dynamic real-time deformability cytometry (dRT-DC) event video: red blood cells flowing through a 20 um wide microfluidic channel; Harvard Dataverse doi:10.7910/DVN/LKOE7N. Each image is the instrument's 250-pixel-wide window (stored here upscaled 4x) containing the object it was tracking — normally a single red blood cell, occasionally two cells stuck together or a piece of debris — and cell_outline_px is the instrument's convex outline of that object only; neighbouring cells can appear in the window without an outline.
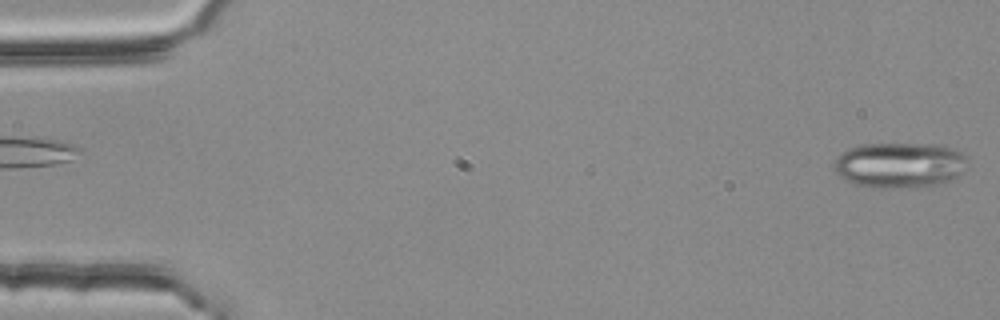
{"species": "common noctule bat (a hibernating species)", "species_latin": "Nyctalus noctula", "temperature_condition": "room temperature", "stored_images_in_passage": 3, "segment_of_instrument_passage": [2, 2], "camera_frame_rate_fps": 3000, "um_per_image_px": 0.085, "animal": {"sex": "female", "body_mass_g": 25.1}, "frame": {"image": 1, "passage_image": 3, "time_ms": 0.667, "image_size_px": [1000, 320], "cell_outline_px": [[968, 156], [964, 172], [952, 180], [916, 188], [872, 188], [856, 184], [844, 180], [832, 168], [832, 164], [836, 156], [848, 148], [860, 144], [944, 144]], "centroid_in_image_um": [76.45, 14.03], "position_along_channel_um": 8.5, "area_um2": 36.13}}